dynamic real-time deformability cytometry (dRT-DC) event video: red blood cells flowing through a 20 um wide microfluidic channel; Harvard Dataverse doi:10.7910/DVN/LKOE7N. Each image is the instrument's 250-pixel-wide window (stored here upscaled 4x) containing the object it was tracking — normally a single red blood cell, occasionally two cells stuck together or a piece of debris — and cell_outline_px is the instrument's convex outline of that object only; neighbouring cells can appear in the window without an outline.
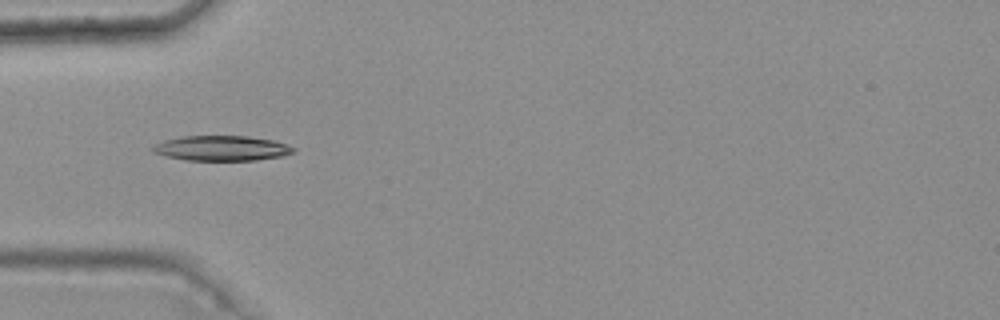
{"species": "common noctule bat (a hibernating species)", "species_latin": "Nyctalus noctula", "temperature_condition": "warm", "stored_images_in_passage": 3, "camera_frame_rate_fps": 3000, "um_per_image_px": 0.085, "animal": {"sex": "female", "body_mass_g": 25.1}, "frame": {"image": 1, "passage_image": 2, "time_ms": 0.333, "image_size_px": [1000, 320], "cell_outline_px": [[296, 152], [284, 156], [256, 160], [184, 160], [164, 156], [152, 152], [152, 148], [156, 144], [164, 140], [180, 136], [248, 136], [276, 140], [288, 144], [296, 148]], "centroid_in_image_um": [18.89, 12.6], "position_along_channel_um": 66.1, "area_um2": 20.87}}
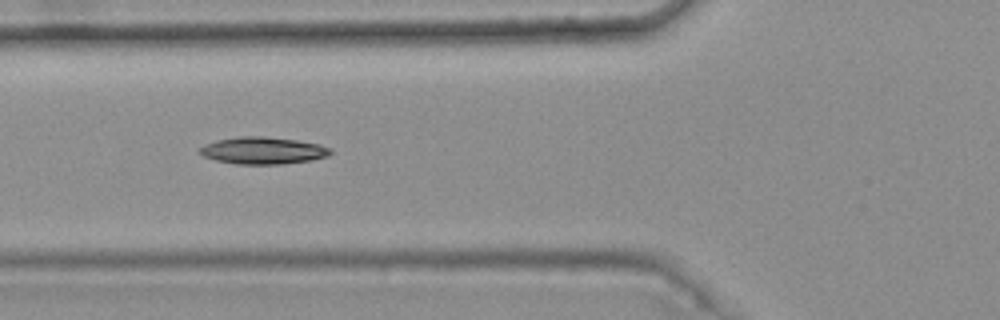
{"frame": {"image": 2, "passage_image": 3, "time_ms": 0.667, "image_size_px": [1000, 320], "cell_outline_px": [[332, 152], [328, 156], [312, 160], [280, 164], [236, 164], [216, 160], [204, 156], [196, 152], [204, 144], [216, 140], [240, 136], [264, 136], [296, 140], [320, 144], [332, 148]], "centroid_in_image_um": [22.35, 12.79], "position_along_channel_um": 103.5, "area_um2": 20.75}}